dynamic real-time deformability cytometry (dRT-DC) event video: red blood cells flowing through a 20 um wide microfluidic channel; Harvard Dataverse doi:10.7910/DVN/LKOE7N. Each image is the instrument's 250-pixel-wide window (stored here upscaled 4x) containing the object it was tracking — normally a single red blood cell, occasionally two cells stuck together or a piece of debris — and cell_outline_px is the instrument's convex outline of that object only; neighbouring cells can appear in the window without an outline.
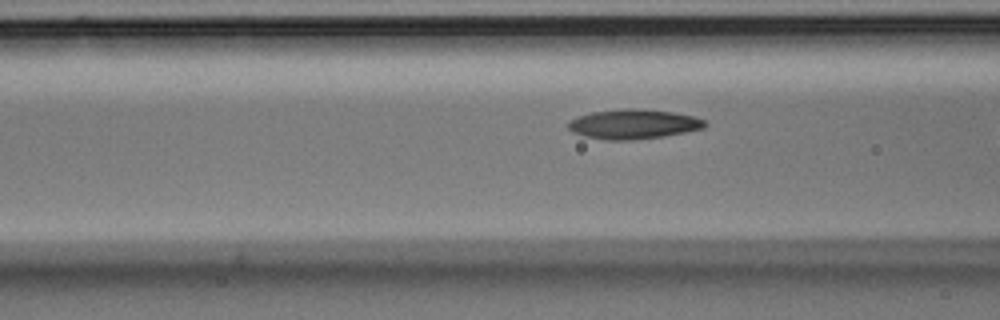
{"species": "Egyptian fruit bat (a non-hibernating species)", "species_latin": "Rousettus aegyptiacus", "temperature_condition": "room temperature", "stored_images_in_passage": 16, "camera_frame_rate_fps": 3000, "um_per_image_px": 0.085, "animal": {"sex": "male"}, "frame": {"image": 1, "passage_image": 14, "time_ms": 4.333, "image_size_px": [1000, 320], "cell_outline_px": [[708, 124], [704, 128], [664, 136], [632, 140], [608, 140], [584, 136], [572, 132], [568, 128], [568, 120], [576, 116], [592, 112], [624, 108], [636, 108], [672, 112], [696, 116], [704, 120]], "centroid_in_image_um": [53.83, 10.54], "position_along_channel_um": 112.8, "area_um2": 23.76}}